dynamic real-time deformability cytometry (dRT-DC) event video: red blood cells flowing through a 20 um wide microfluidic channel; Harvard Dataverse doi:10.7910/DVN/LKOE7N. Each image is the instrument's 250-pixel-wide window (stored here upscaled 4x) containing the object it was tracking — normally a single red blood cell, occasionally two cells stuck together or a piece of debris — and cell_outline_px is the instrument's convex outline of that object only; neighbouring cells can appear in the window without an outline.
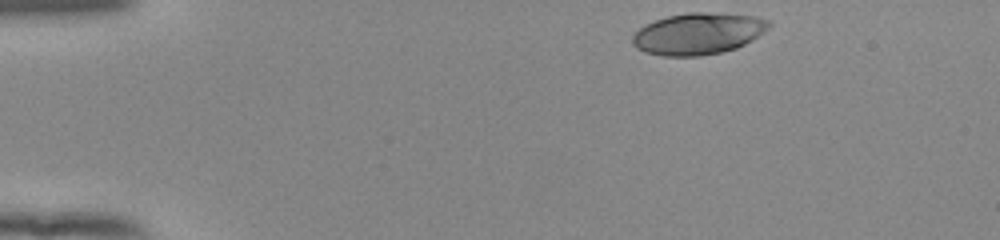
{"species": "human", "species_latin": "Homo sapiens", "temperature_condition": "room temperature", "stored_images_in_passage": 46, "camera_frame_rate_fps": 3000, "um_per_image_px": 0.085, "donor": {"sex": "female"}, "frame": {"image": 1, "passage_image": 1, "time_ms": 0.0, "image_size_px": [1000, 240], "cell_outline_px": [[772, 24], [764, 32], [752, 40], [736, 48], [720, 52], [700, 56], [664, 56], [644, 52], [636, 48], [632, 44], [632, 36], [644, 24], [668, 16], [688, 12], [704, 12], [756, 16], [772, 20]], "centroid_in_image_um": [59.35, 2.86], "position_along_channel_um": 25.7, "area_um2": 33.18}}
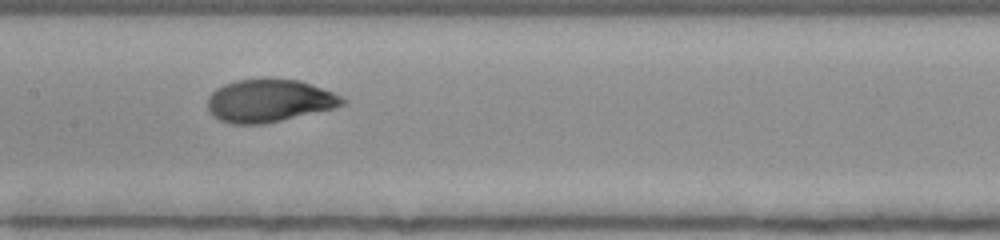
{"frame": {"image": 2, "passage_image": 20, "time_ms": 6.333, "image_size_px": [1000, 240], "cell_outline_px": [[348, 100], [344, 104], [336, 108], [264, 124], [232, 124], [220, 120], [212, 116], [208, 108], [208, 96], [216, 88], [224, 84], [236, 80], [260, 76], [268, 76], [300, 80], [312, 84], [332, 92]], "centroid_in_image_um": [22.88, 8.52], "position_along_channel_um": 184.5, "area_um2": 34.45}}
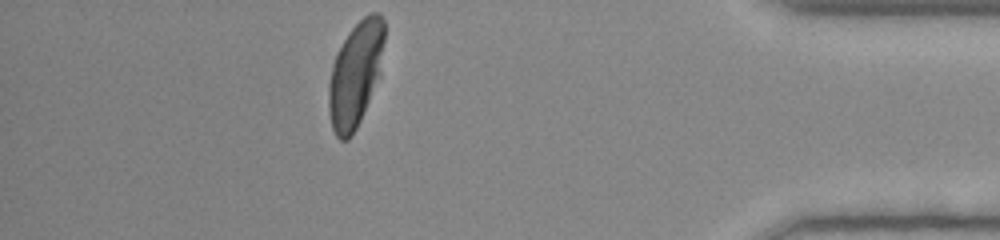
{"frame": {"image": 3, "passage_image": 40, "time_ms": 13.0, "image_size_px": [1000, 240], "cell_outline_px": [[384, 40], [380, 76], [360, 120], [356, 128], [348, 140], [340, 140], [336, 136], [332, 128], [328, 112], [328, 84], [332, 68], [336, 56], [348, 32], [368, 12], [380, 12], [384, 20]], "centroid_in_image_um": [30.22, 6.31], "position_along_channel_um": 405.0, "area_um2": 34.04}, "authors_computed_cell_mechanics": {"area_um2": 33.8997, "velocity_mm_per_s": 3.8845, "shape_relaxation_time_tau1_ms": 2.8167, "shape_relaxation_time_tau2_ms": null, "deformation_change_tau1": 0.2034, "deformation_change_tau2": null}}